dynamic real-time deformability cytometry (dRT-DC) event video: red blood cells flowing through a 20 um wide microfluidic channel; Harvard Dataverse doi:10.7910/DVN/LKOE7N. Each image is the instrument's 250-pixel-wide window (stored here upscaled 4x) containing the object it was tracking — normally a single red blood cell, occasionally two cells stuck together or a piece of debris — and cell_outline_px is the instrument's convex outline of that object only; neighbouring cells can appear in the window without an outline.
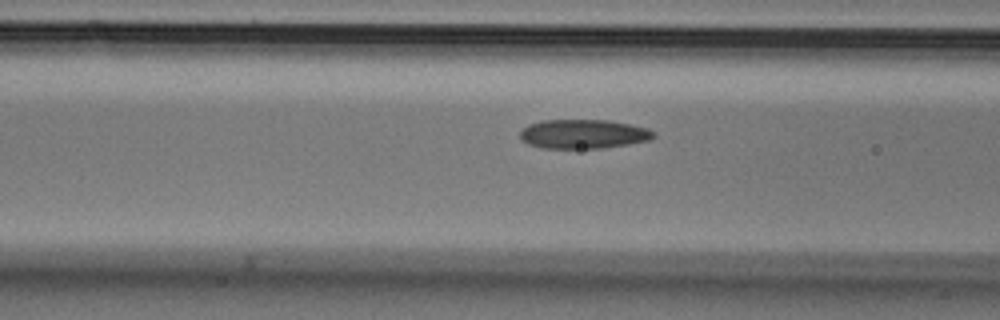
{"species": "Egyptian fruit bat (a non-hibernating species)", "species_latin": "Rousettus aegyptiacus", "temperature_condition": "cold", "stored_images_in_passage": 14, "camera_frame_rate_fps": 3000, "um_per_image_px": 0.085, "animal": {"sex": "male"}, "frame": {"image": 1, "passage_image": 12, "time_ms": 3.667, "image_size_px": [1000, 320], "cell_outline_px": [[656, 136], [648, 140], [628, 144], [604, 148], [540, 148], [528, 144], [520, 140], [520, 132], [528, 124], [544, 120], [608, 120], [648, 128], [656, 132]], "centroid_in_image_um": [49.57, 11.39], "position_along_channel_um": 117.0, "area_um2": 22.77}}